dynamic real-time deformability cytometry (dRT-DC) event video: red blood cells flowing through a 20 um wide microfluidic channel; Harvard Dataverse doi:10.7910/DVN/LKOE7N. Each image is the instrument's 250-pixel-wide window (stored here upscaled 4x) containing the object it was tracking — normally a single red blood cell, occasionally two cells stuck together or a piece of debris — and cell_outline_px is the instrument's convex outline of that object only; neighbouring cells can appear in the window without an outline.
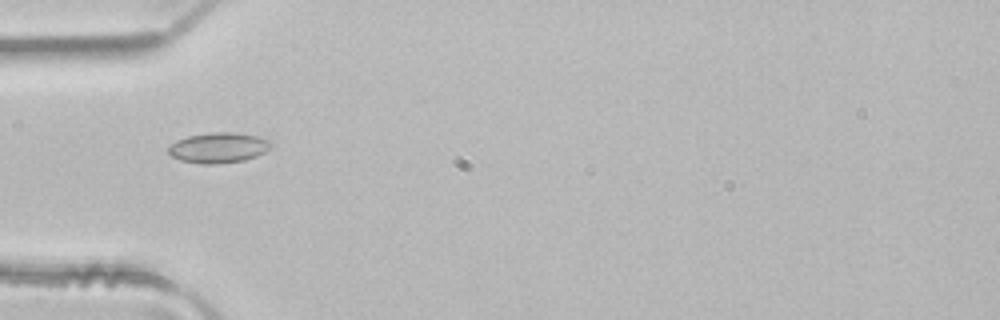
{"species": "common noctule bat (a hibernating species)", "species_latin": "Nyctalus noctula", "temperature_condition": "room temperature", "stored_images_in_passage": 4, "camera_frame_rate_fps": 3000, "um_per_image_px": 0.085, "animal": {"sex": "male", "body_mass_g": 21.5, "forearm_length_mm": 52.0}, "frame": {"image": 1, "passage_image": 4, "time_ms": 1.0, "image_size_px": [1000, 320], "cell_outline_px": [[272, 144], [264, 152], [256, 156], [244, 160], [216, 164], [204, 164], [180, 160], [172, 156], [168, 152], [168, 148], [176, 140], [188, 136], [212, 132], [236, 132], [260, 136], [268, 140]], "centroid_in_image_um": [18.57, 12.54], "position_along_channel_um": 66.4, "area_um2": 18.09}}